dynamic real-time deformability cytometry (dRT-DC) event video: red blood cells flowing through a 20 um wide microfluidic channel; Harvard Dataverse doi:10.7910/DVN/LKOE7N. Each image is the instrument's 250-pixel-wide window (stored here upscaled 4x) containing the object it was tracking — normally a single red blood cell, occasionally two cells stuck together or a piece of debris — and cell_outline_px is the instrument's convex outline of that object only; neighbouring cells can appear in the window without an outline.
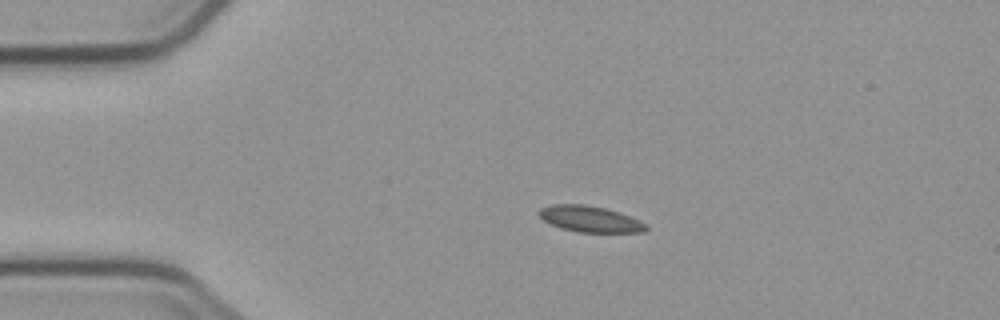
{"species": "common noctule bat (a hibernating species)", "species_latin": "Nyctalus noctula", "temperature_condition": "cold", "stored_images_in_passage": 2, "camera_frame_rate_fps": 3000, "um_per_image_px": 0.085, "animal": {"sex": "male", "body_mass_g": 23.1, "forearm_length_mm": 52.7}, "frame": {"image": 1, "passage_image": 1, "time_ms": 0.0, "image_size_px": [1000, 320], "cell_outline_px": [[648, 228], [644, 232], [576, 232], [560, 228], [544, 220], [536, 212], [540, 208], [552, 204], [584, 204], [604, 208], [628, 216], [648, 224]], "centroid_in_image_um": [50.12, 18.62], "position_along_channel_um": 34.9, "area_um2": 16.18}}